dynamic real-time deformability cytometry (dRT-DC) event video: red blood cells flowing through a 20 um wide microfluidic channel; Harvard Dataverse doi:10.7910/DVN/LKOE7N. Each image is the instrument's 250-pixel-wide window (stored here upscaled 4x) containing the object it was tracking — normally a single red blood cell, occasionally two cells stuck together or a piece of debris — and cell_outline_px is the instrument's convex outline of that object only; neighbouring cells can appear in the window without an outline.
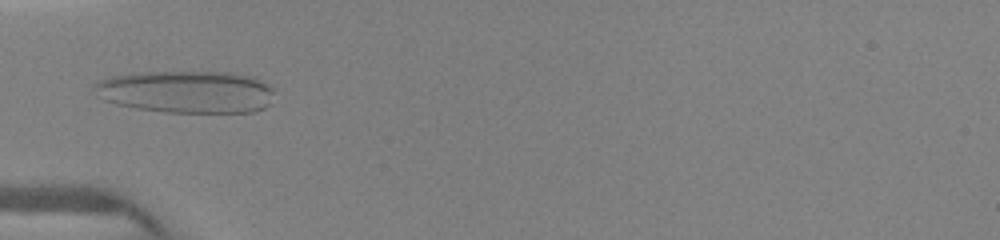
{"species": "human", "species_latin": "Homo sapiens", "temperature_condition": "warm", "stored_images_in_passage": 18, "camera_frame_rate_fps": 3000, "um_per_image_px": 0.085, "donor": {"sex": "female"}, "frame": {"image": 1, "passage_image": 3, "time_ms": 1.667, "image_size_px": [1000, 240], "cell_outline_px": [[272, 104], [256, 112], [164, 112], [136, 108], [116, 104], [104, 100], [96, 96], [92, 88], [96, 80], [112, 76], [136, 72], [232, 72], [256, 76], [268, 84], [272, 88]], "centroid_in_image_um": [15.84, 7.79], "position_along_channel_um": 69.2, "area_um2": 45.2}}
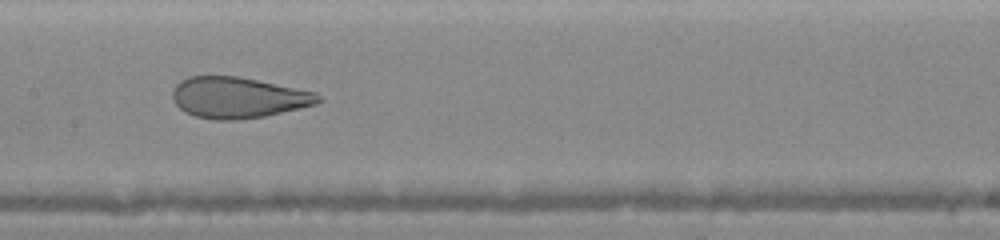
{"frame": {"image": 2, "passage_image": 6, "time_ms": 4.333, "image_size_px": [1000, 240], "cell_outline_px": [[324, 100], [316, 104], [264, 116], [236, 120], [212, 120], [196, 116], [180, 108], [172, 100], [172, 92], [176, 84], [180, 80], [188, 76], [236, 76], [316, 92]], "centroid_in_image_um": [20.22, 8.29], "position_along_channel_um": 187.2, "area_um2": 34.62}}
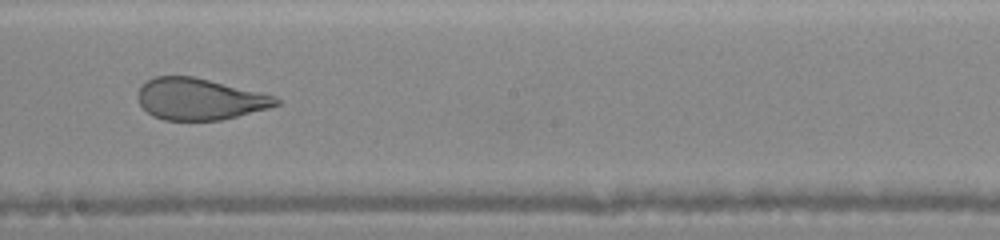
{"frame": {"image": 3, "passage_image": 8, "time_ms": 5.333, "image_size_px": [1000, 240], "cell_outline_px": [[280, 104], [268, 108], [220, 120], [164, 120], [152, 116], [140, 104], [136, 96], [136, 92], [148, 80], [156, 76], [192, 76], [260, 92], [276, 96], [280, 100]], "centroid_in_image_um": [16.94, 8.42], "position_along_channel_um": 231.3, "area_um2": 33.23}}